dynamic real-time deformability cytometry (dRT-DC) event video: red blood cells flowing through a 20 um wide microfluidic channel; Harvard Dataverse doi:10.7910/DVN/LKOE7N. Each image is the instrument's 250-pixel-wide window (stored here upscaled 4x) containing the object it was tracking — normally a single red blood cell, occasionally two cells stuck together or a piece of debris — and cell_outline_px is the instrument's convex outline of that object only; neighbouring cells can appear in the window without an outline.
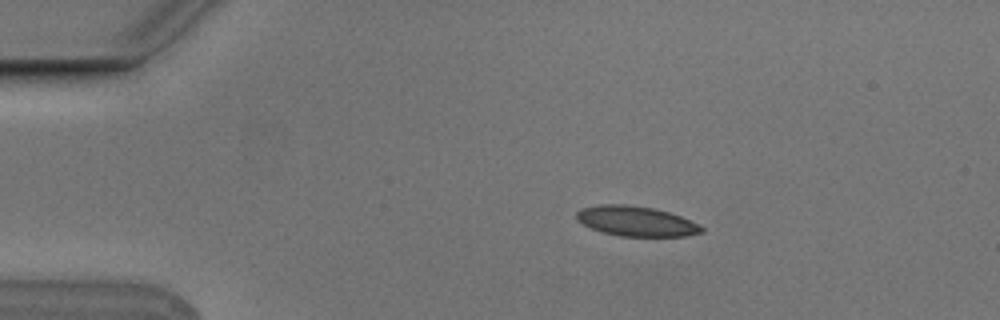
{"species": "Egyptian fruit bat (a non-hibernating species)", "species_latin": "Rousettus aegyptiacus", "temperature_condition": "cold", "stored_images_in_passage": 5, "camera_frame_rate_fps": 3000, "um_per_image_px": 0.085, "animal": {"sex": "male"}, "frame": {"image": 1, "passage_image": 3, "time_ms": 0.667, "image_size_px": [1000, 320], "cell_outline_px": [[704, 232], [688, 236], [620, 236], [604, 232], [592, 228], [576, 220], [576, 212], [580, 208], [600, 204], [624, 204], [652, 208], [668, 212], [680, 216], [700, 224], [704, 228]], "centroid_in_image_um": [54.08, 18.8], "position_along_channel_um": 30.9, "area_um2": 21.85}}
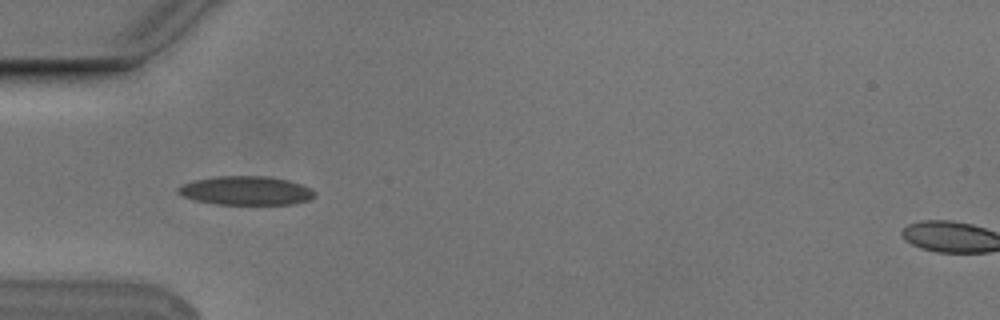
{"frame": {"image": 2, "passage_image": 5, "time_ms": 1.333, "image_size_px": [1000, 320], "cell_outline_px": [[316, 196], [308, 200], [292, 204], [216, 204], [196, 200], [184, 196], [176, 192], [176, 188], [192, 180], [216, 176], [268, 176], [288, 180], [312, 188], [316, 192]], "centroid_in_image_um": [20.92, 16.19], "position_along_channel_um": 64.1, "area_um2": 23.0}}